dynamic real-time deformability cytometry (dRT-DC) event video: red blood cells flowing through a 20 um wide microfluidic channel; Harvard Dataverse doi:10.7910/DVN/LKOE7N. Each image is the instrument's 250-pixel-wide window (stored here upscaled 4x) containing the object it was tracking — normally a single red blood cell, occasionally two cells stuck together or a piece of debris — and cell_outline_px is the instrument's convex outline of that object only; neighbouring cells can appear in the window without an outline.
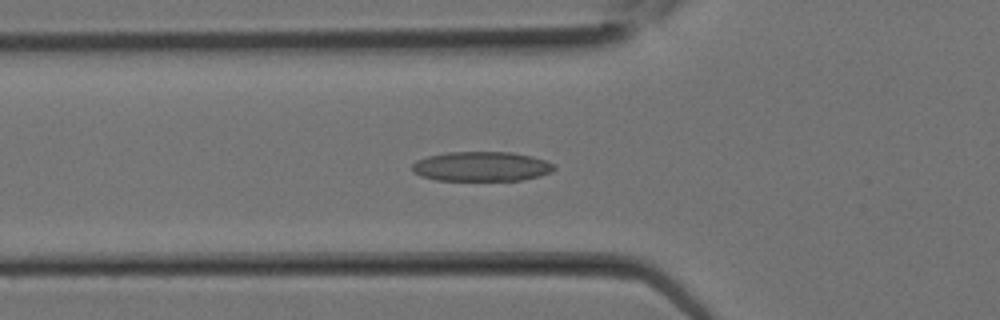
{"species": "Egyptian fruit bat (a non-hibernating species)", "species_latin": "Rousettus aegyptiacus", "temperature_condition": "room temperature", "stored_images_in_passage": 25, "camera_frame_rate_fps": 3000, "um_per_image_px": 0.085, "animal": {"sex": "female"}, "frame": {"image": 1, "passage_image": 10, "time_ms": 3.0, "image_size_px": [1000, 320], "cell_outline_px": [[556, 168], [552, 172], [540, 176], [520, 180], [436, 180], [420, 176], [412, 172], [412, 164], [416, 160], [428, 156], [448, 152], [512, 152], [532, 156], [556, 164]], "centroid_in_image_um": [40.93, 14.15], "position_along_channel_um": 84.9, "area_um2": 24.68}}
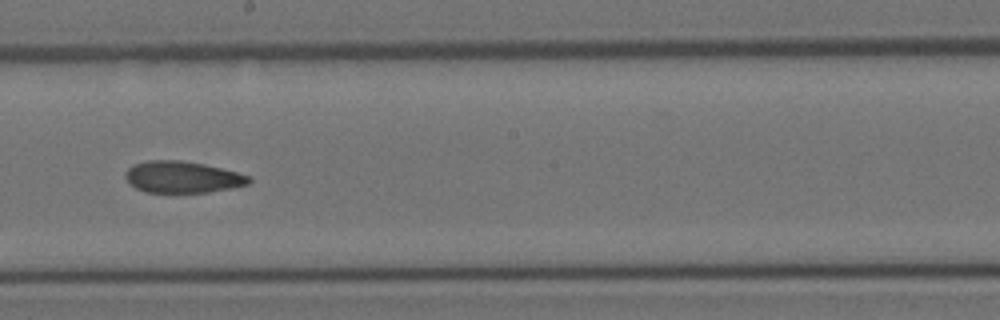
{"frame": {"image": 2, "passage_image": 16, "time_ms": 5.0, "image_size_px": [1000, 320], "cell_outline_px": [[252, 180], [248, 184], [232, 188], [208, 192], [148, 192], [136, 188], [124, 176], [124, 172], [132, 164], [148, 160], [180, 160], [204, 164], [252, 176]], "centroid_in_image_um": [15.51, 15.04], "position_along_channel_um": 232.7, "area_um2": 22.72}}
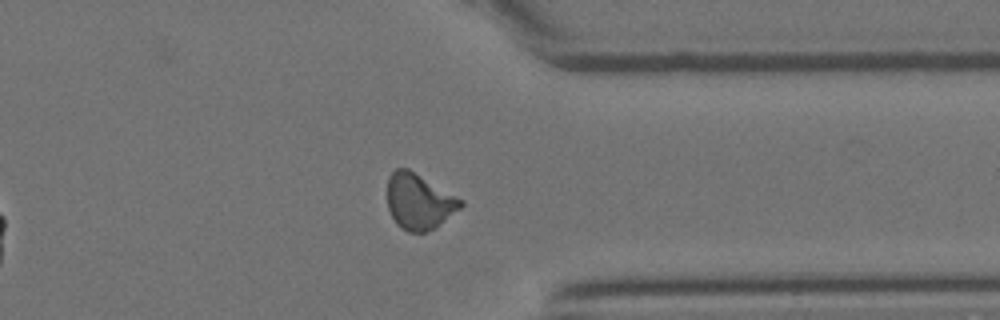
{"frame": {"image": 3, "passage_image": 22, "time_ms": 7.0, "image_size_px": [1000, 320], "cell_outline_px": [[464, 204], [460, 208], [436, 228], [424, 232], [408, 232], [400, 228], [396, 224], [388, 208], [388, 176], [396, 168], [408, 168], [464, 200]], "centroid_in_image_um": [35.62, 17.13], "position_along_channel_um": 375.8, "area_um2": 23.87}}